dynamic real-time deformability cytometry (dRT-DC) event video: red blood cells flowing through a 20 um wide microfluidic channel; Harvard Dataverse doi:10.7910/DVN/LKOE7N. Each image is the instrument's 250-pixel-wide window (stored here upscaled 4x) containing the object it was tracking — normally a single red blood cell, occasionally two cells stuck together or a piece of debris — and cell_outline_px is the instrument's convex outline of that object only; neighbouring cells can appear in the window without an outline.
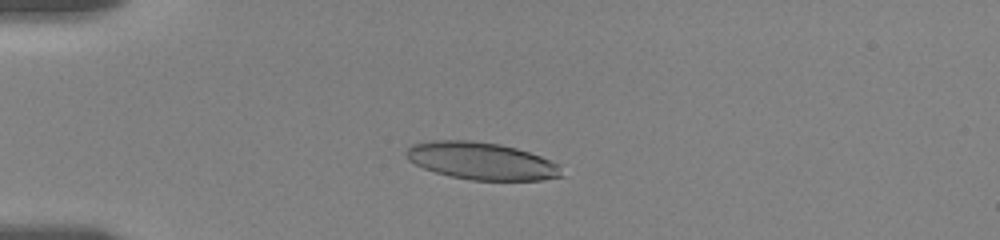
{"species": "human", "species_latin": "Homo sapiens", "temperature_condition": "room temperature", "stored_images_in_passage": 30, "camera_frame_rate_fps": 3000, "um_per_image_px": 0.085, "donor": {"sex": "female"}, "frame": {"image": 1, "passage_image": 10, "time_ms": 4.667, "image_size_px": [1000, 240], "cell_outline_px": [[564, 176], [544, 180], [472, 180], [448, 176], [424, 168], [408, 160], [404, 152], [412, 144], [432, 140], [468, 140], [500, 144], [516, 148], [540, 156], [560, 164]], "centroid_in_image_um": [40.94, 13.68], "position_along_channel_um": 44.1, "area_um2": 33.93}}
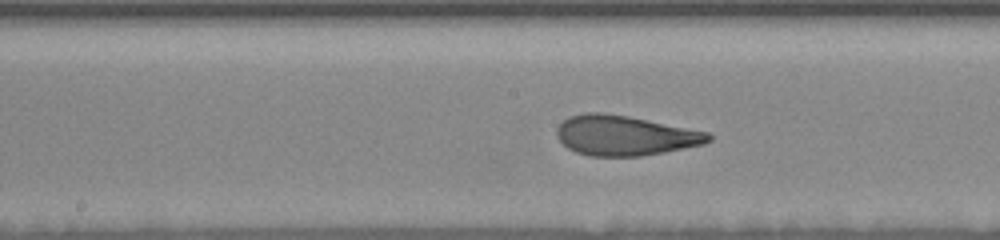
{"frame": {"image": 2, "passage_image": 20, "time_ms": 9.667, "image_size_px": [1000, 240], "cell_outline_px": [[712, 140], [704, 144], [664, 152], [640, 156], [588, 156], [576, 152], [568, 148], [556, 136], [556, 128], [568, 116], [584, 112], [600, 112], [628, 116], [708, 132], [712, 136]], "centroid_in_image_um": [53.09, 11.51], "position_along_channel_um": 195.1, "area_um2": 35.32}}
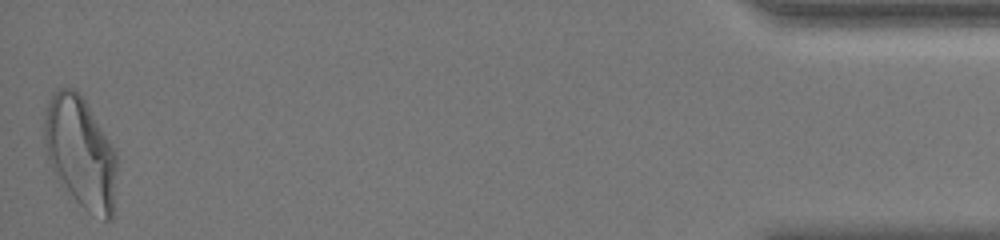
{"frame": {"image": 3, "passage_image": 30, "time_ms": 18.333, "image_size_px": [1000, 240], "cell_outline_px": [[116, 168], [112, 220], [104, 220], [88, 212], [60, 184], [48, 160], [44, 148], [44, 108], [52, 92], [56, 88], [76, 88], [84, 100], [116, 152]], "centroid_in_image_um": [6.8, 12.93], "position_along_channel_um": 428.4, "area_um2": 47.05}, "authors_computed_cell_mechanics": {"area_um2": 35.3158, "velocity_mm_per_s": 3.6254, "shape_relaxation_time_tau1_ms": 7.0008, "shape_relaxation_time_tau2_ms": 1.2747, "deformation_change_tau1": 0.2331, "deformation_change_tau2": 0.0934}}